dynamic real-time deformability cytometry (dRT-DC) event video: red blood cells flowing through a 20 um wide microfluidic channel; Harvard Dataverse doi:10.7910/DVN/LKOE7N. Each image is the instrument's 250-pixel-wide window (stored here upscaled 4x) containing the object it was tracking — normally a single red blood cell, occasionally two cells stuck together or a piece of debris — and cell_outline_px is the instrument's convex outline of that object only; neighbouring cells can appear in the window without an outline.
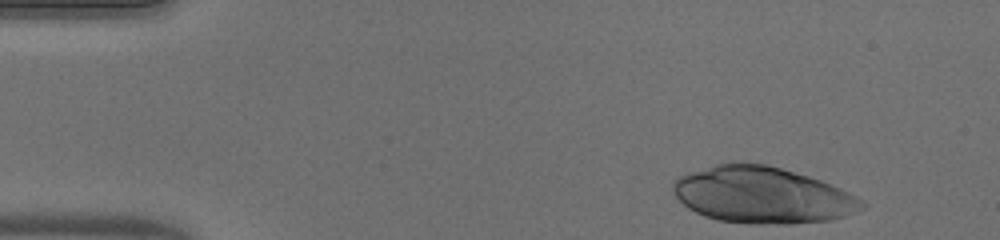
{"species": "human", "species_latin": "Homo sapiens", "temperature_condition": "warm", "stored_images_in_passage": 45, "camera_frame_rate_fps": 3000, "um_per_image_px": 0.085, "donor": {"sex": "male"}, "frame": {"image": 1, "passage_image": 1, "time_ms": 0.0, "image_size_px": [1000, 240], "cell_outline_px": [[868, 204], [864, 208], [856, 212], [844, 216], [828, 220], [792, 224], [752, 224], [720, 220], [704, 216], [688, 208], [672, 192], [672, 184], [680, 176], [688, 172], [716, 164], [764, 164], [780, 168], [808, 176], [820, 180], [840, 188]], "centroid_in_image_um": [64.79, 16.6], "position_along_channel_um": 20.2, "area_um2": 61.5}}